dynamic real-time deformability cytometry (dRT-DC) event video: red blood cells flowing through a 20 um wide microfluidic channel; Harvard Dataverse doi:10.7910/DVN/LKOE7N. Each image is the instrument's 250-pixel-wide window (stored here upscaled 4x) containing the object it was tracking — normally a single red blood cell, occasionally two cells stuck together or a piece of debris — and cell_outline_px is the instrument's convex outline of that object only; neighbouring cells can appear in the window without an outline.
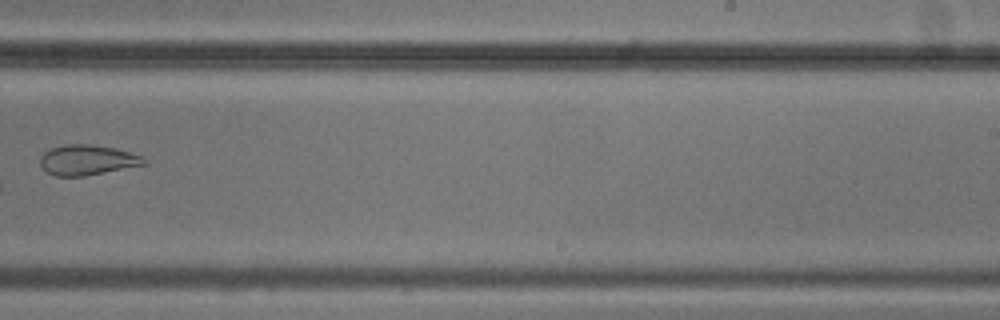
{"species": "common noctule bat (a hibernating species)", "species_latin": "Nyctalus noctula", "temperature_condition": "cold", "stored_images_in_passage": 10, "camera_frame_rate_fps": 3000, "um_per_image_px": 0.085, "animal": {"sex": "male", "body_mass_g": 20.5, "forearm_length_mm": 52.5}, "frame": {"image": 1, "passage_image": 9, "time_ms": 9.333, "image_size_px": [1000, 320], "cell_outline_px": [[148, 164], [84, 176], [56, 176], [48, 172], [40, 164], [40, 156], [48, 148], [64, 144], [88, 144], [112, 148], [128, 152], [140, 156], [148, 160]], "centroid_in_image_um": [7.4, 13.6], "position_along_channel_um": 281.6, "area_um2": 18.21}}